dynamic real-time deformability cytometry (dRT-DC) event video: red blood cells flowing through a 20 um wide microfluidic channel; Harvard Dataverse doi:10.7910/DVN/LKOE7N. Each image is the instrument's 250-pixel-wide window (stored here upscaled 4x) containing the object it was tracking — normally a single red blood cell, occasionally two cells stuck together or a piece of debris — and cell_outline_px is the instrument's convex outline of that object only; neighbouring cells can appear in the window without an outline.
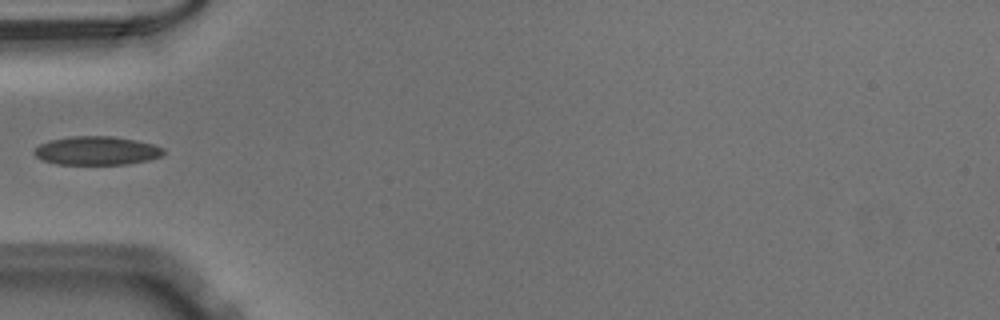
{"species": "Egyptian fruit bat (a non-hibernating species)", "species_latin": "Rousettus aegyptiacus", "temperature_condition": "warm", "stored_images_in_passage": 34, "camera_frame_rate_fps": 3000, "um_per_image_px": 0.085, "animal": {"sex": "male"}, "frame": {"image": 1, "passage_image": 1, "time_ms": 0.0, "image_size_px": [1000, 320], "cell_outline_px": [[164, 152], [160, 156], [148, 160], [124, 164], [56, 164], [44, 160], [36, 156], [32, 152], [40, 144], [48, 140], [72, 136], [112, 136], [136, 140], [152, 144], [164, 148]], "centroid_in_image_um": [8.2, 12.8], "position_along_channel_um": 76.8, "area_um2": 21.44}}
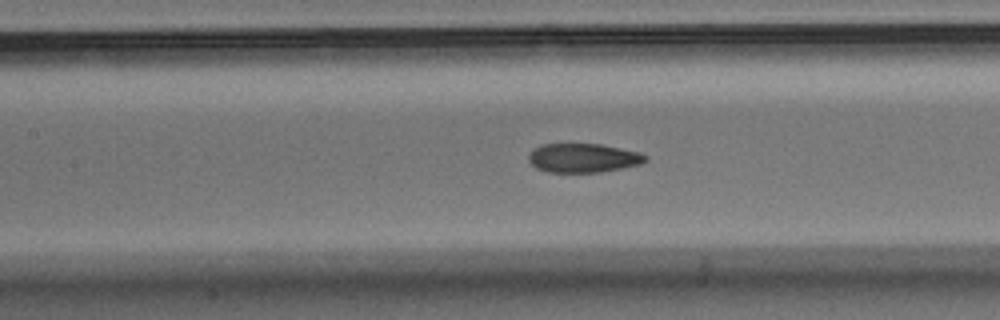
{"frame": {"image": 2, "passage_image": 7, "time_ms": 2.0, "image_size_px": [1000, 320], "cell_outline_px": [[648, 160], [640, 164], [600, 172], [548, 172], [536, 168], [528, 160], [528, 156], [532, 148], [540, 144], [600, 144], [640, 152], [648, 156]], "centroid_in_image_um": [49.55, 13.42], "position_along_channel_um": 157.8, "area_um2": 19.83}}
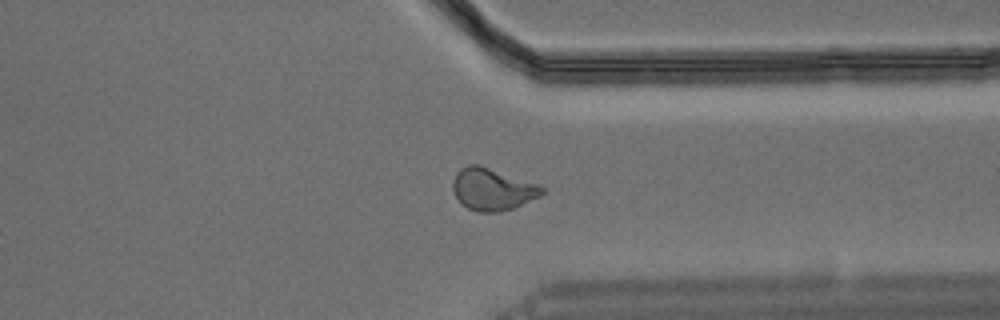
{"frame": {"image": 3, "passage_image": 23, "time_ms": 7.333, "image_size_px": [1000, 320], "cell_outline_px": [[544, 192], [540, 196], [512, 208], [496, 212], [476, 212], [460, 204], [452, 188], [452, 180], [456, 172], [460, 168], [468, 164], [480, 164], [536, 184], [544, 188]], "centroid_in_image_um": [41.79, 16.08], "position_along_channel_um": 369.6, "area_um2": 21.79}}